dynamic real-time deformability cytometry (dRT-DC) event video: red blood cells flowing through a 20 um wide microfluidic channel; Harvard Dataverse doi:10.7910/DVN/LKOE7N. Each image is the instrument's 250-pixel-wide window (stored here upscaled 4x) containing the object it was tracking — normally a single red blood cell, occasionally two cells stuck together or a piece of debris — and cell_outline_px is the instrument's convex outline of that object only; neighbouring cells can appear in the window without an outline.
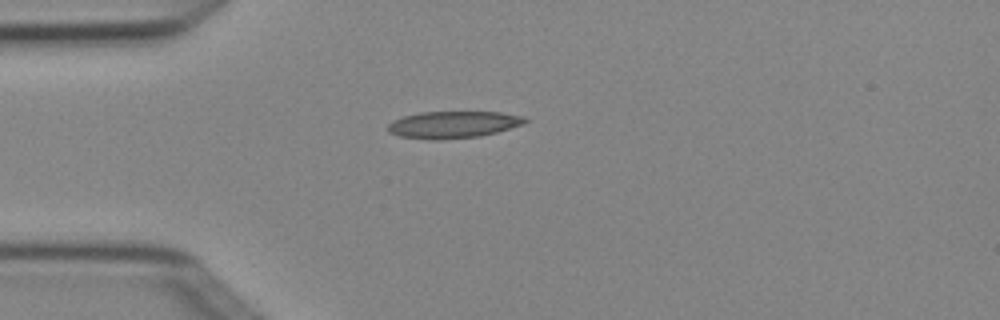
{"species": "Egyptian fruit bat (a non-hibernating species)", "species_latin": "Rousettus aegyptiacus", "temperature_condition": "cold", "stored_images_in_passage": 1, "camera_frame_rate_fps": 3000, "um_per_image_px": 0.085, "animal": {"sex": "female"}, "frame": {"image": 1, "passage_image": 1, "time_ms": 0.0, "image_size_px": [1000, 320], "cell_outline_px": [[528, 120], [524, 124], [496, 132], [480, 136], [440, 140], [428, 140], [400, 136], [388, 132], [388, 124], [392, 120], [404, 116], [420, 112], [500, 112], [524, 116]], "centroid_in_image_um": [38.51, 10.59], "position_along_channel_um": 46.5, "area_um2": 21.62}}